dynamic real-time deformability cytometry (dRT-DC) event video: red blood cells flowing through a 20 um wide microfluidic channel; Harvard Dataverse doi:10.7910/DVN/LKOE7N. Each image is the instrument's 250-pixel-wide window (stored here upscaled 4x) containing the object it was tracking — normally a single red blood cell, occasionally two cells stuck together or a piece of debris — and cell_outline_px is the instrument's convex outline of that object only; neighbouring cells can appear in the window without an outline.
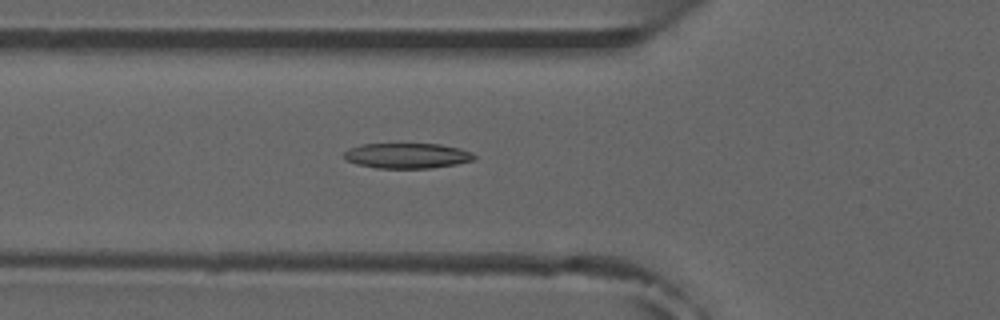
{"species": "common noctule bat (a hibernating species)", "species_latin": "Nyctalus noctula", "temperature_condition": "room temperature", "stored_images_in_passage": 27, "camera_frame_rate_fps": 3000, "um_per_image_px": 0.085, "animal": {"sex": "male", "forearm_length_mm": 52.5}, "frame": {"image": 1, "passage_image": 19, "time_ms": 6.0, "image_size_px": [1000, 320], "cell_outline_px": [[476, 156], [472, 160], [456, 164], [432, 168], [376, 168], [356, 164], [348, 160], [344, 156], [344, 152], [348, 148], [360, 144], [440, 144], [460, 148], [472, 152]], "centroid_in_image_um": [34.6, 13.23], "position_along_channel_um": 91.2, "area_um2": 19.19}}
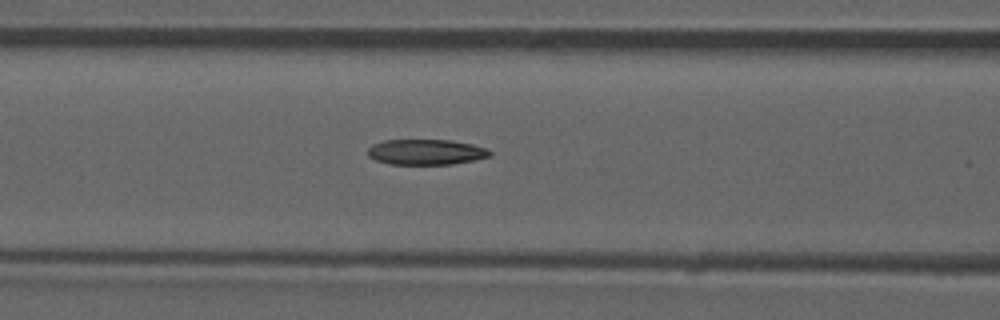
{"frame": {"image": 2, "passage_image": 22, "time_ms": 7.0, "image_size_px": [1000, 320], "cell_outline_px": [[492, 156], [452, 164], [388, 164], [376, 160], [368, 156], [368, 148], [372, 144], [384, 140], [452, 140], [472, 144], [484, 148], [492, 152]], "centroid_in_image_um": [36.19, 12.92], "position_along_channel_um": 130.4, "area_um2": 18.09}}